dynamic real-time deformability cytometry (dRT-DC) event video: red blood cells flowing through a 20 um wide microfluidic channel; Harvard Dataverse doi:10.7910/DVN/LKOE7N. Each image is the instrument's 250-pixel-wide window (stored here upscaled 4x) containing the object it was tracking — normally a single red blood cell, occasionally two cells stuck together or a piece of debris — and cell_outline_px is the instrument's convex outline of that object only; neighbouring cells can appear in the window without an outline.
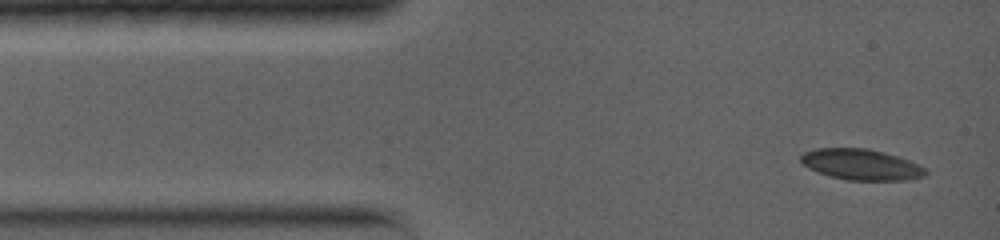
{"species": "common noctule bat (a hibernating species)", "species_latin": "Nyctalus noctula", "temperature_condition": "warm", "stored_images_in_passage": 5, "camera_frame_rate_fps": 5000, "um_per_image_px": 0.085, "animal": {"sex": "female", "body_mass_g": 19.0, "forearm_length_mm": 56.7}, "frame": {"image": 1, "passage_image": 1, "time_ms": 0.0, "image_size_px": [1000, 240], "cell_outline_px": [[928, 172], [924, 176], [904, 180], [848, 180], [832, 176], [808, 168], [800, 160], [800, 156], [804, 152], [816, 148], [868, 148], [896, 156], [908, 160], [928, 168]], "centroid_in_image_um": [73.22, 13.98], "position_along_channel_um": 11.8, "area_um2": 22.25}}
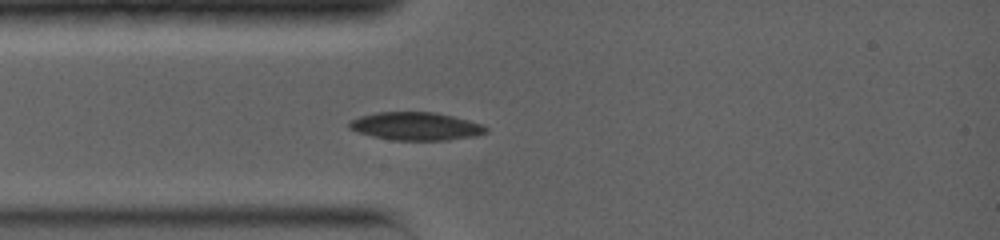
{"frame": {"image": 2, "passage_image": 5, "time_ms": 2.4, "image_size_px": [1000, 240], "cell_outline_px": [[488, 132], [476, 136], [448, 140], [392, 140], [372, 136], [348, 128], [348, 124], [352, 120], [360, 116], [376, 112], [432, 112], [452, 116], [468, 120], [480, 124], [488, 128]], "centroid_in_image_um": [35.36, 10.73], "position_along_channel_um": 49.6, "area_um2": 22.2}}